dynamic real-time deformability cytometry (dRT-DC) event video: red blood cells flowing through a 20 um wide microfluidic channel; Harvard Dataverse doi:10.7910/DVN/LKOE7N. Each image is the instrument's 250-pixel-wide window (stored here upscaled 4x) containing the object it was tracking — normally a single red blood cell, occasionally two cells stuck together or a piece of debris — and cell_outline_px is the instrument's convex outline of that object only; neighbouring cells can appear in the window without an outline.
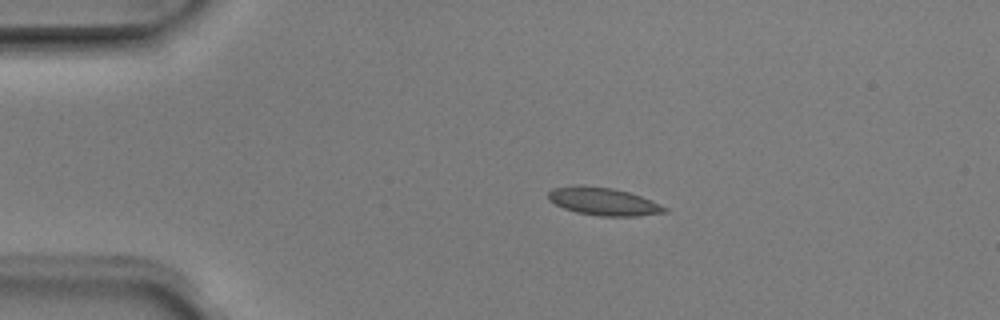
{"species": "Egyptian fruit bat (a non-hibernating species)", "species_latin": "Rousettus aegyptiacus", "temperature_condition": "room temperature", "stored_images_in_passage": 4, "camera_frame_rate_fps": 3000, "um_per_image_px": 0.085, "animal": {"sex": "male"}, "frame": {"image": 1, "passage_image": 3, "time_ms": 0.667, "image_size_px": [1000, 320], "cell_outline_px": [[668, 212], [640, 216], [600, 216], [576, 212], [564, 208], [548, 200], [548, 192], [552, 188], [572, 184], [584, 184], [612, 188], [628, 192], [640, 196], [660, 204], [668, 208]], "centroid_in_image_um": [51.26, 17.11], "position_along_channel_um": 33.7, "area_um2": 19.07}}